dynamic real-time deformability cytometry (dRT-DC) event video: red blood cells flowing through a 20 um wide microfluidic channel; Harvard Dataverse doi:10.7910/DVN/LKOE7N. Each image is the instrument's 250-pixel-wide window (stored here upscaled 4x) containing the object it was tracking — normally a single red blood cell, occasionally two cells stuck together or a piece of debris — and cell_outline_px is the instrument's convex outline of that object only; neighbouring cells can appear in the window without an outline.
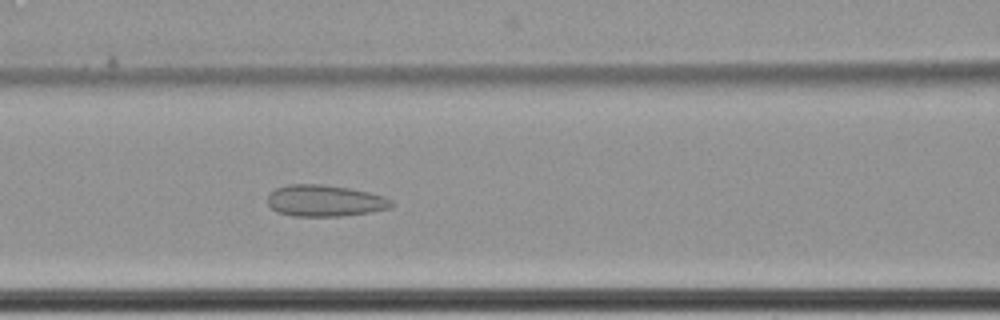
{"species": "common noctule bat (a hibernating species)", "species_latin": "Nyctalus noctula", "temperature_condition": "cold", "stored_images_in_passage": 42, "camera_frame_rate_fps": 3000, "um_per_image_px": 0.085, "animal": {"sex": "female", "body_mass_g": 22.7, "forearm_length_mm": 54.2}, "frame": {"image": 1, "passage_image": 9, "time_ms": 2.667, "image_size_px": [1000, 320], "cell_outline_px": [[396, 204], [388, 208], [368, 212], [340, 216], [292, 216], [276, 212], [268, 204], [268, 192], [276, 188], [288, 184], [320, 184], [348, 188], [368, 192], [384, 196], [392, 200]], "centroid_in_image_um": [27.58, 17.06], "position_along_channel_um": 139.0, "area_um2": 22.77}}
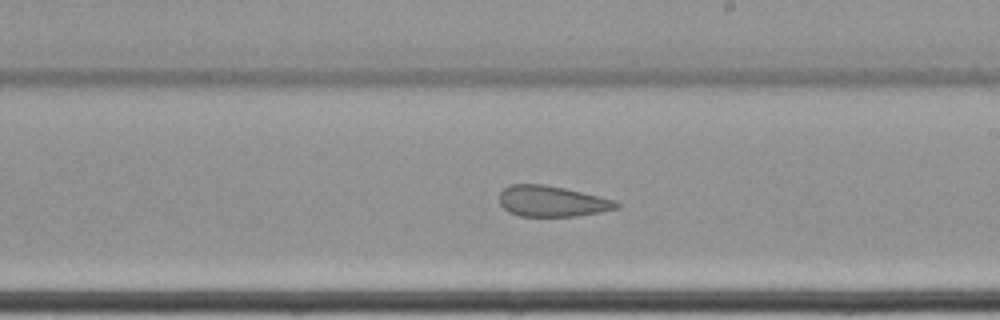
{"frame": {"image": 2, "passage_image": 18, "time_ms": 5.667, "image_size_px": [1000, 320], "cell_outline_px": [[620, 208], [600, 212], [576, 216], [520, 216], [508, 212], [500, 204], [500, 192], [504, 188], [512, 184], [544, 184], [564, 188], [600, 196], [612, 200], [620, 204]], "centroid_in_image_um": [46.91, 17.11], "position_along_channel_um": 242.1, "area_um2": 20.98}}
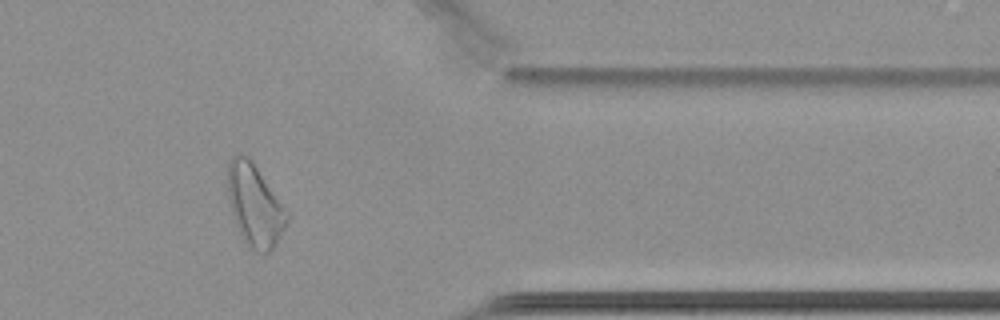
{"frame": {"image": 3, "passage_image": 32, "time_ms": 10.333, "image_size_px": [1000, 320], "cell_outline_px": [[288, 220], [284, 228], [272, 248], [268, 252], [256, 252], [248, 248], [236, 224], [228, 200], [228, 160], [232, 156], [240, 152], [248, 156], [252, 160], [288, 212]], "centroid_in_image_um": [21.63, 17.41], "position_along_channel_um": 389.8, "area_um2": 28.03}, "authors_computed_cell_mechanics": {"area_um2": 22.9755, "velocity_mm_per_s": 3.4406, "shape_relaxation_time_tau1_ms": null, "shape_relaxation_time_tau2_ms": 2.2408, "deformation_change_tau1": null, "deformation_change_tau2": 0.0864}}